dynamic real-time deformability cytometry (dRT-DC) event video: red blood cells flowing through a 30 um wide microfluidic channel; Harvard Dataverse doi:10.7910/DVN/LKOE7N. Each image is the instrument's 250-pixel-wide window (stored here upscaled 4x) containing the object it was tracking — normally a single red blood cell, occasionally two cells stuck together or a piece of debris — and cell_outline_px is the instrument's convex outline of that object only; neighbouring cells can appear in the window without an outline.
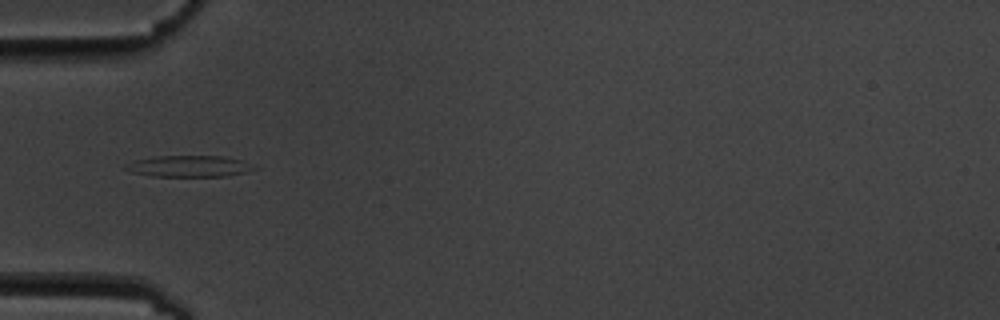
{"species": "common noctule bat (a hibernating species)", "species_latin": "Nyctalus noctula", "temperature_condition": "cold", "stored_images_in_passage": 2, "camera_frame_rate_fps": 3000, "um_per_image_px": 0.085, "animal": {"sex": "male", "body_mass_g": 19.5, "forearm_length_mm": 54.6}, "frame": {"image": 1, "passage_image": 1, "time_ms": 0.0, "image_size_px": [1000, 320], "cell_outline_px": [[260, 168], [228, 176], [152, 176], [132, 172], [124, 168], [124, 164], [132, 160], [156, 156], [224, 156], [240, 160]], "centroid_in_image_um": [16.03, 14.12], "position_along_channel_um": 69.0, "area_um2": 16.01}}
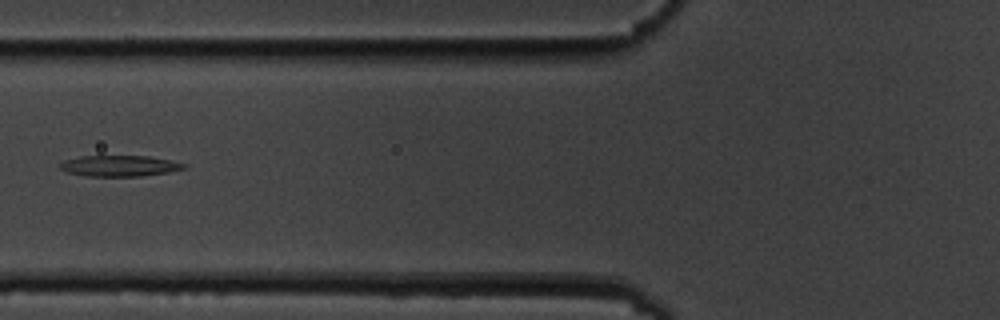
{"frame": {"image": 2, "passage_image": 2, "time_ms": 1.333, "image_size_px": [1000, 320], "cell_outline_px": [[188, 168], [168, 172], [140, 176], [88, 176], [68, 172], [60, 168], [60, 164], [64, 160], [80, 156], [148, 156], [188, 164]], "centroid_in_image_um": [10.19, 14.09], "position_along_channel_um": 115.6, "area_um2": 15.03}}